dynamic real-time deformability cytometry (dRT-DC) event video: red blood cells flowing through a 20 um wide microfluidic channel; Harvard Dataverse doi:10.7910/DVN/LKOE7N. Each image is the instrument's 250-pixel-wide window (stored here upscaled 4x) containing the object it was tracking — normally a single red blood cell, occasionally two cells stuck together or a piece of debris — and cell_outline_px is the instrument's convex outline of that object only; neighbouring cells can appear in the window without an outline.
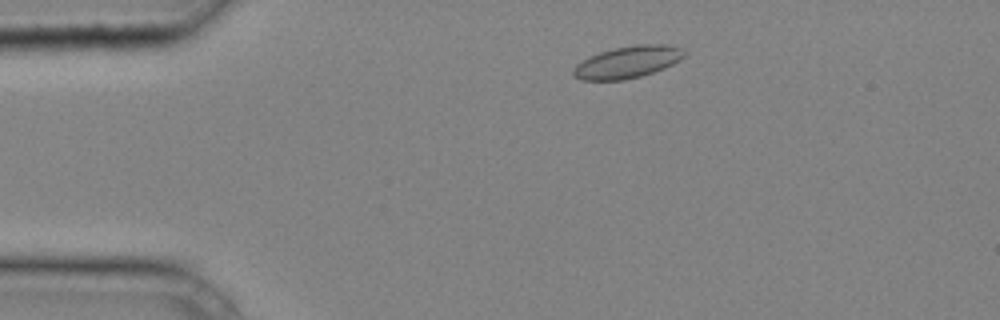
{"species": "common noctule bat (a hibernating species)", "species_latin": "Nyctalus noctula", "temperature_condition": "cold", "stored_images_in_passage": 33, "camera_frame_rate_fps": 3000, "um_per_image_px": 0.085, "animal": {"sex": "male", "body_mass_g": 20.4}, "frame": {"image": 1, "passage_image": 4, "time_ms": 1.0, "image_size_px": [1000, 320], "cell_outline_px": [[684, 56], [680, 60], [664, 68], [640, 76], [624, 80], [580, 80], [572, 72], [572, 68], [576, 64], [600, 52], [616, 48], [640, 44], [668, 44], [684, 48]], "centroid_in_image_um": [53.37, 5.27], "position_along_channel_um": 31.6, "area_um2": 20.46}}
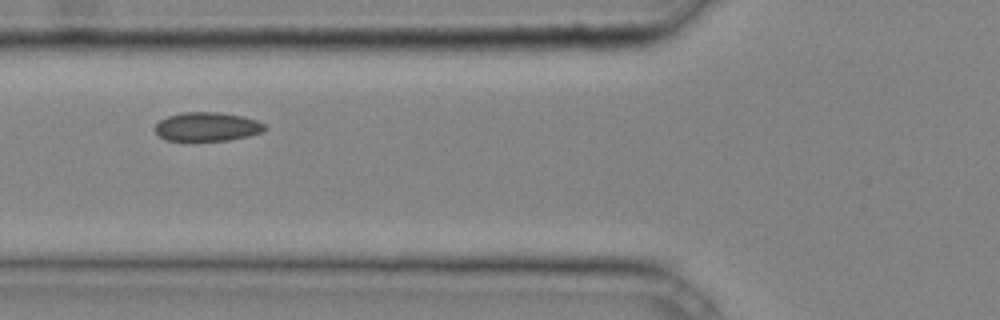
{"frame": {"image": 2, "passage_image": 12, "time_ms": 3.667, "image_size_px": [1000, 320], "cell_outline_px": [[268, 128], [264, 132], [248, 136], [228, 140], [164, 140], [156, 132], [156, 124], [160, 120], [168, 116], [184, 112], [216, 112], [244, 116], [256, 120], [264, 124]], "centroid_in_image_um": [17.65, 10.76], "position_along_channel_um": 108.2, "area_um2": 18.38}}
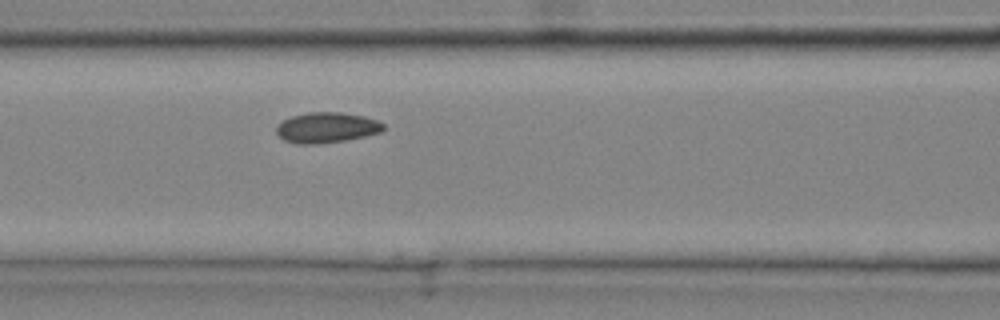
{"frame": {"image": 3, "passage_image": 14, "time_ms": 4.333, "image_size_px": [1000, 320], "cell_outline_px": [[384, 128], [380, 132], [364, 136], [344, 140], [312, 144], [296, 144], [284, 140], [276, 132], [276, 128], [284, 120], [292, 116], [308, 112], [340, 112], [364, 116], [376, 120], [384, 124]], "centroid_in_image_um": [27.76, 10.84], "position_along_channel_um": 138.8, "area_um2": 18.73}}